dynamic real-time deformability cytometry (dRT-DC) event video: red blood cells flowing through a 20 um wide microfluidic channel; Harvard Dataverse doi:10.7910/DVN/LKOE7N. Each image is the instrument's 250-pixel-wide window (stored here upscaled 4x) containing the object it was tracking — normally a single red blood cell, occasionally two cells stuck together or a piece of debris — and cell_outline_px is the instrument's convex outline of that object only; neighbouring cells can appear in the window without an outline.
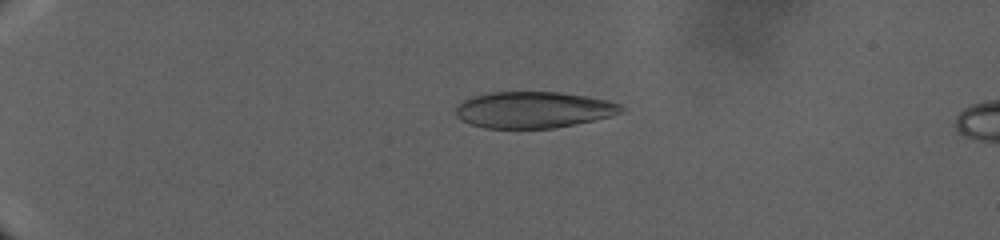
{"species": "human", "species_latin": "Homo sapiens", "temperature_condition": "warm", "stored_images_in_passage": 20, "camera_frame_rate_fps": 3000, "um_per_image_px": 0.085, "donor": {"sex": "male"}, "frame": {"image": 1, "passage_image": 12, "time_ms": 10.667, "image_size_px": [1000, 240], "cell_outline_px": [[624, 112], [612, 116], [552, 128], [484, 128], [460, 120], [456, 116], [456, 108], [464, 100], [472, 96], [492, 92], [560, 92], [608, 100], [620, 104], [624, 108]], "centroid_in_image_um": [45.35, 9.33], "position_along_channel_um": 39.7, "area_um2": 34.91}}
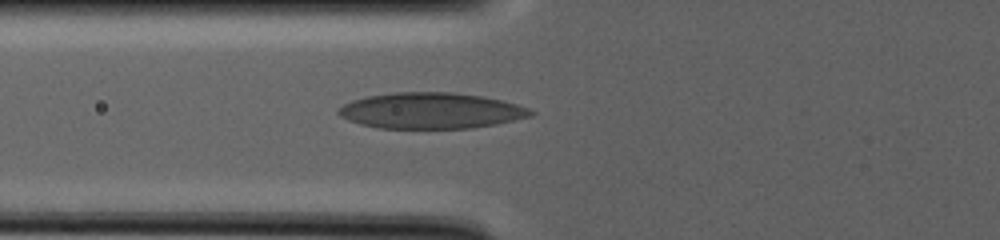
{"frame": {"image": 2, "passage_image": 20, "time_ms": 17.667, "image_size_px": [1000, 240], "cell_outline_px": [[536, 112], [532, 116], [496, 124], [472, 128], [380, 128], [360, 124], [348, 120], [340, 116], [336, 112], [336, 108], [352, 100], [368, 96], [392, 92], [452, 92], [480, 96], [500, 100], [516, 104], [528, 108]], "centroid_in_image_um": [36.6, 9.41], "position_along_channel_um": 89.2, "area_um2": 40.29}}